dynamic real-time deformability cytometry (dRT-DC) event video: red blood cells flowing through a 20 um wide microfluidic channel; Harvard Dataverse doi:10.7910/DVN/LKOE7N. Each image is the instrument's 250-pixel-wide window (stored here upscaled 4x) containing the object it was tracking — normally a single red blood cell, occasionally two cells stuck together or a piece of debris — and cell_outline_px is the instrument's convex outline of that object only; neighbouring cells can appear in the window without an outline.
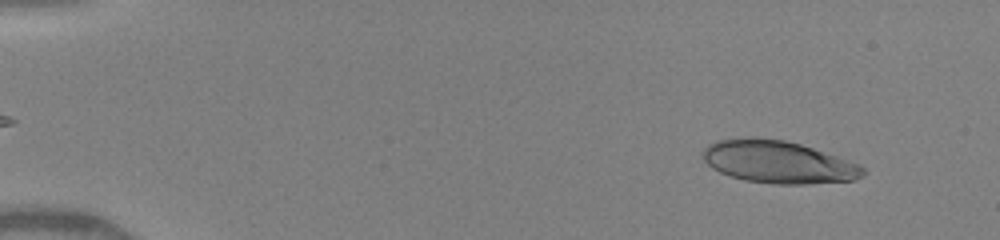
{"species": "human", "species_latin": "Homo sapiens", "temperature_condition": "warm", "stored_images_in_passage": 42, "camera_frame_rate_fps": 3000, "um_per_image_px": 0.085, "donor": {"sex": "female"}, "frame": {"image": 1, "passage_image": 4, "time_ms": 1.0, "image_size_px": [1000, 240], "cell_outline_px": [[864, 176], [856, 180], [804, 184], [776, 184], [744, 180], [720, 172], [712, 168], [704, 160], [704, 148], [708, 144], [716, 140], [784, 140], [800, 144], [860, 164], [864, 168]], "centroid_in_image_um": [66.21, 13.81], "position_along_channel_um": 18.8, "area_um2": 38.61}}
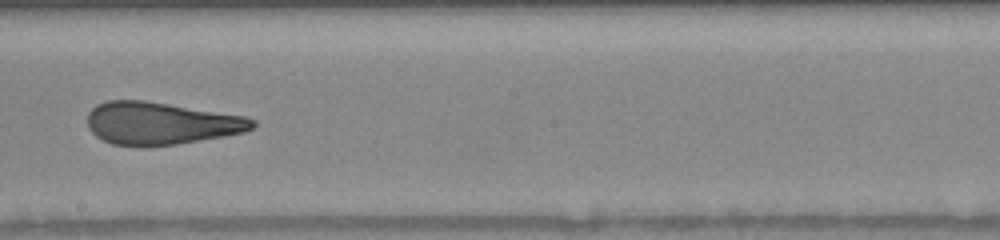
{"frame": {"image": 2, "passage_image": 25, "time_ms": 9.0, "image_size_px": [1000, 240], "cell_outline_px": [[256, 124], [252, 128], [244, 132], [224, 136], [176, 144], [112, 144], [96, 136], [88, 128], [88, 112], [96, 104], [108, 100], [144, 100], [244, 116], [256, 120]], "centroid_in_image_um": [13.66, 10.45], "position_along_channel_um": 234.5, "area_um2": 40.11}}
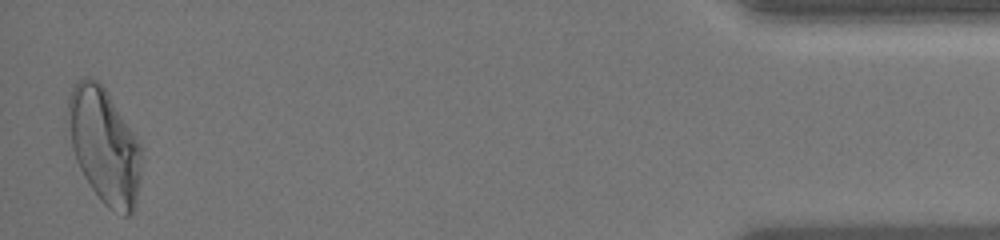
{"frame": {"image": 3, "passage_image": 42, "time_ms": 15.333, "image_size_px": [1000, 240], "cell_outline_px": [[140, 164], [136, 204], [132, 212], [128, 216], [124, 216], [108, 208], [100, 200], [88, 184], [76, 160], [72, 148], [64, 120], [68, 96], [72, 88], [84, 76], [88, 76], [100, 80], [108, 92], [140, 144]], "centroid_in_image_um": [8.8, 12.35], "position_along_channel_um": 426.4, "area_um2": 49.71}, "authors_computed_cell_mechanics": {"area_um2": 41.5004, "velocity_mm_per_s": 4.2034, "shape_relaxation_time_tau1_ms": 10.4433, "shape_relaxation_time_tau2_ms": 1.2864, "deformation_change_tau1": 0.3351, "deformation_change_tau2": 0.1}}